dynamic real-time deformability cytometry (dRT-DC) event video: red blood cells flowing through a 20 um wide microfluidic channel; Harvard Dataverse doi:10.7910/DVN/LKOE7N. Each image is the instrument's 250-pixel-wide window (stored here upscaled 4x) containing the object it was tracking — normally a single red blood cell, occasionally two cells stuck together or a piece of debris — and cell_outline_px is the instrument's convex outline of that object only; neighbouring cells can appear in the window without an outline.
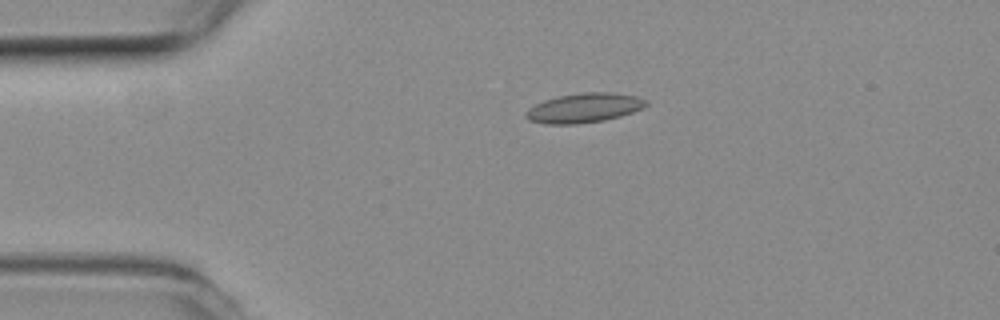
{"species": "common noctule bat (a hibernating species)", "species_latin": "Nyctalus noctula", "temperature_condition": "room temperature", "stored_images_in_passage": 5, "camera_frame_rate_fps": 3000, "um_per_image_px": 0.085, "animal": {"sex": "female", "body_mass_g": 19.3, "forearm_length_mm": 54.1}, "frame": {"image": 1, "passage_image": 3, "time_ms": 0.667, "image_size_px": [1000, 320], "cell_outline_px": [[648, 104], [644, 108], [620, 116], [604, 120], [576, 124], [544, 124], [528, 120], [524, 116], [524, 112], [528, 108], [544, 100], [560, 96], [580, 92], [612, 92], [636, 96], [648, 100]], "centroid_in_image_um": [49.64, 9.17], "position_along_channel_um": 35.4, "area_um2": 20.81}}
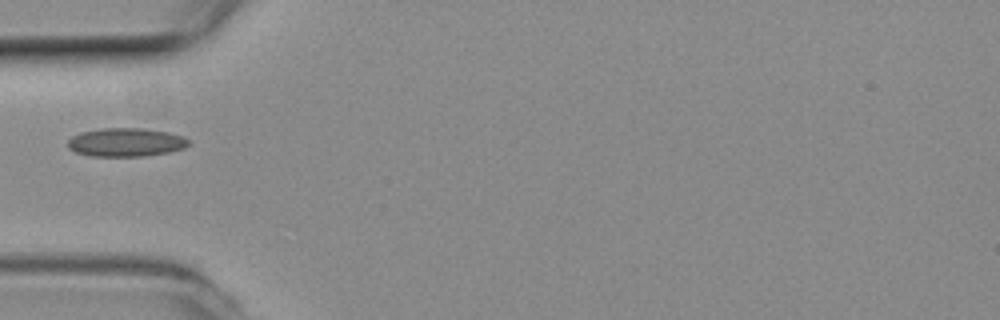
{"frame": {"image": 2, "passage_image": 5, "time_ms": 1.333, "image_size_px": [1000, 320], "cell_outline_px": [[188, 144], [184, 148], [168, 152], [144, 156], [88, 156], [76, 152], [68, 148], [68, 140], [72, 136], [80, 132], [100, 128], [144, 128], [168, 132], [184, 136], [188, 140]], "centroid_in_image_um": [10.67, 12.09], "position_along_channel_um": 74.3, "area_um2": 20.17}}